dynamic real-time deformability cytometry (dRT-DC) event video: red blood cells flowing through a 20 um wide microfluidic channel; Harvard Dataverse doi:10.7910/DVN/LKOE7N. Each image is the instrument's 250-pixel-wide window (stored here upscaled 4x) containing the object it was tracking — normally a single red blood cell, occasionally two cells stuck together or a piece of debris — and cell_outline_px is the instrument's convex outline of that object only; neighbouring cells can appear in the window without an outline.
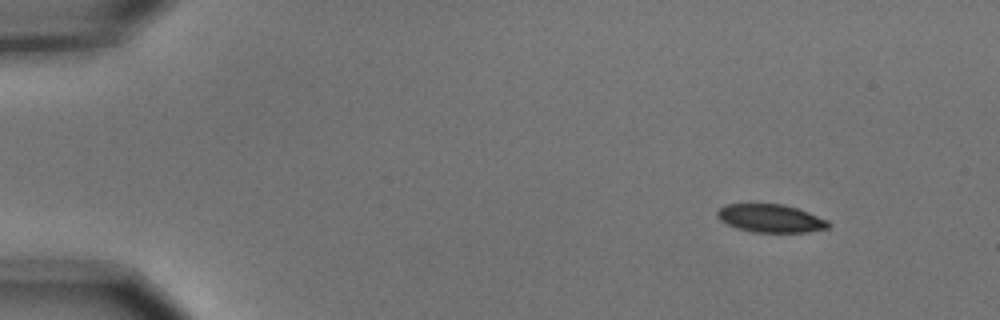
{"species": "common noctule bat (a hibernating species)", "species_latin": "Nyctalus noctula", "temperature_condition": "cold", "stored_images_in_passage": 5, "camera_frame_rate_fps": 3000, "um_per_image_px": 0.085, "animal": {"sex": "male", "body_mass_g": 15.6}, "frame": {"image": 1, "passage_image": 2, "time_ms": 0.333, "image_size_px": [1000, 320], "cell_outline_px": [[832, 224], [828, 228], [808, 232], [752, 232], [736, 228], [720, 220], [716, 216], [716, 212], [724, 204], [784, 204], [808, 212], [828, 220]], "centroid_in_image_um": [65.5, 18.56], "position_along_channel_um": 19.5, "area_um2": 18.26}}
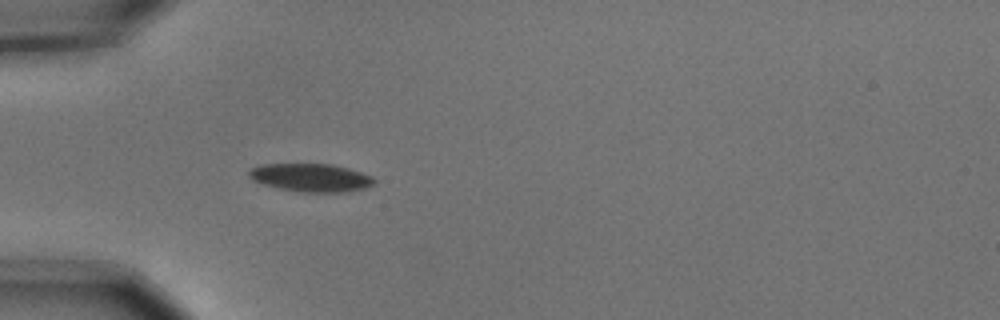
{"frame": {"image": 2, "passage_image": 5, "time_ms": 1.333, "image_size_px": [1000, 320], "cell_outline_px": [[376, 184], [364, 188], [348, 192], [304, 192], [280, 188], [264, 184], [252, 180], [248, 176], [248, 172], [252, 168], [260, 164], [332, 164], [348, 168], [372, 176], [376, 180]], "centroid_in_image_um": [26.45, 15.09], "position_along_channel_um": 58.5, "area_um2": 20.52}}